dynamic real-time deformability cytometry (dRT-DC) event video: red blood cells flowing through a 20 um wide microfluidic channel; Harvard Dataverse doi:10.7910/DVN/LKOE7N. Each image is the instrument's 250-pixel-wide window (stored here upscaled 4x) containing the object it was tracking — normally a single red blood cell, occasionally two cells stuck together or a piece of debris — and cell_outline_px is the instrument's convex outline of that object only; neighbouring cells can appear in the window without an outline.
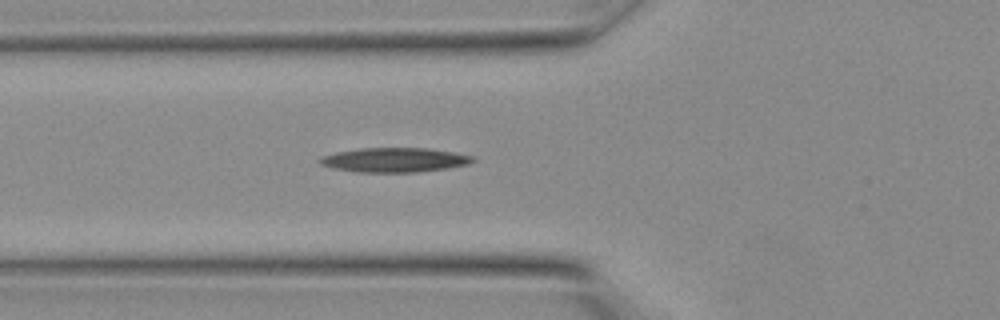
{"species": "Egyptian fruit bat (a non-hibernating species)", "species_latin": "Rousettus aegyptiacus", "temperature_condition": "warm", "stored_images_in_passage": 12, "camera_frame_rate_fps": 3000, "um_per_image_px": 0.085, "animal": {"sex": "female"}, "frame": {"image": 1, "passage_image": 10, "time_ms": 3.0, "image_size_px": [1000, 320], "cell_outline_px": [[476, 160], [468, 164], [444, 168], [416, 172], [360, 172], [336, 168], [320, 164], [316, 160], [320, 156], [336, 152], [360, 148], [428, 148], [452, 152], [472, 156]], "centroid_in_image_um": [33.49, 13.58], "position_along_channel_um": 92.3, "area_um2": 21.56}}
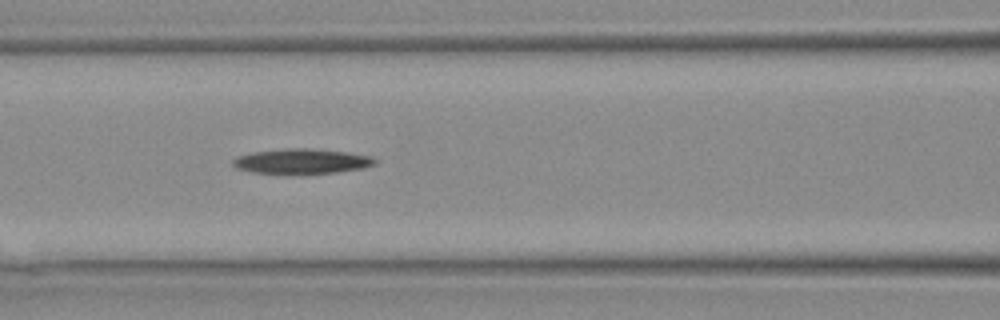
{"frame": {"image": 2, "passage_image": 12, "time_ms": 3.667, "image_size_px": [1000, 320], "cell_outline_px": [[380, 160], [376, 164], [360, 168], [336, 172], [252, 172], [236, 168], [232, 164], [232, 160], [236, 156], [252, 152], [284, 148], [312, 148], [344, 152], [372, 156]], "centroid_in_image_um": [25.65, 13.67], "position_along_channel_um": 141.0, "area_um2": 20.23}}